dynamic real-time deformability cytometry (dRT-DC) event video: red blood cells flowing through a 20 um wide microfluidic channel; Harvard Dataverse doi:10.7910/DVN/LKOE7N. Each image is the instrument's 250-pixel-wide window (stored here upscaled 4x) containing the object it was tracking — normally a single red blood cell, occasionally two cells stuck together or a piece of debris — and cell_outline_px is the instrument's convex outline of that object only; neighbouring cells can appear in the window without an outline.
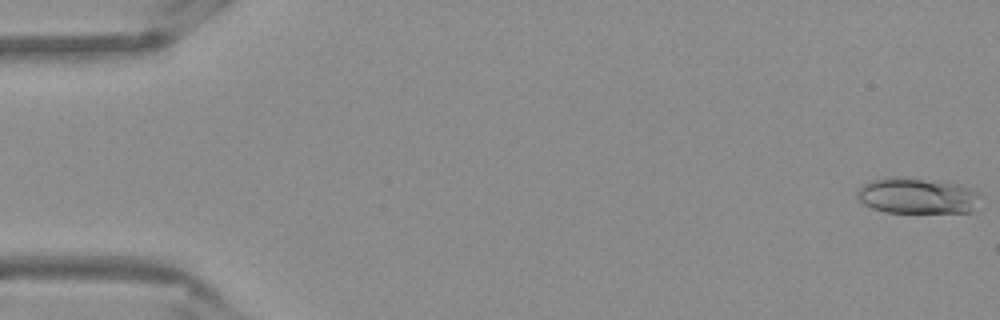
{"species": "Egyptian fruit bat (a non-hibernating species)", "species_latin": "Rousettus aegyptiacus", "temperature_condition": "warm", "stored_images_in_passage": 49, "camera_frame_rate_fps": 3000, "um_per_image_px": 0.085, "frame": {"image": 1, "passage_image": 1, "time_ms": 0.0, "image_size_px": [1000, 320], "cell_outline_px": [[976, 192], [972, 212], [884, 212], [872, 208], [864, 204], [856, 196], [856, 192], [864, 184], [872, 180], [888, 176], [896, 176], [960, 184], [972, 188]], "centroid_in_image_um": [77.87, 16.63], "position_along_channel_um": 7.1, "area_um2": 25.32}}
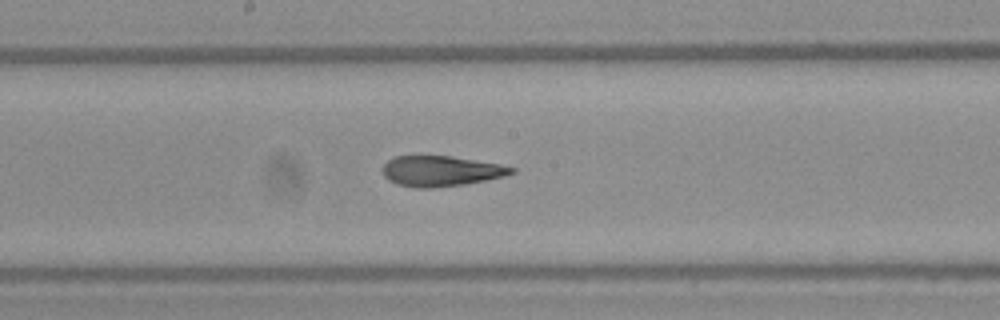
{"frame": {"image": 2, "passage_image": 28, "time_ms": 9.0, "image_size_px": [1000, 320], "cell_outline_px": [[516, 172], [504, 176], [464, 184], [432, 188], [416, 188], [396, 184], [388, 180], [384, 176], [384, 164], [388, 160], [396, 156], [452, 156], [500, 164], [516, 168]], "centroid_in_image_um": [37.48, 14.54], "position_along_channel_um": 210.7, "area_um2": 22.77}}
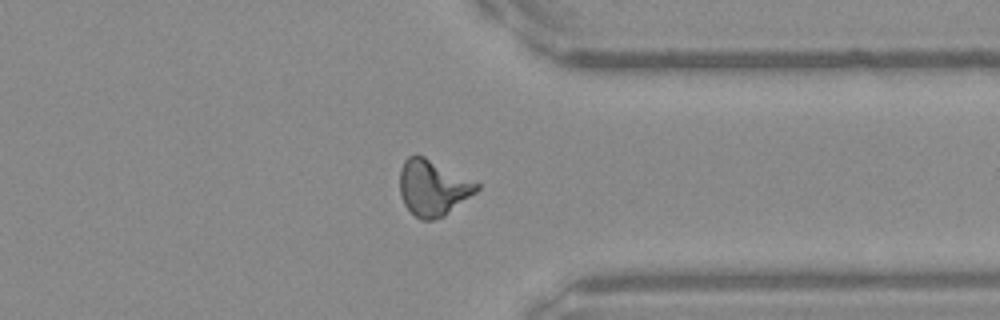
{"frame": {"image": 3, "passage_image": 41, "time_ms": 13.333, "image_size_px": [1000, 320], "cell_outline_px": [[480, 188], [476, 192], [444, 216], [432, 220], [420, 220], [404, 204], [400, 196], [400, 168], [404, 160], [408, 156], [424, 156], [480, 184]], "centroid_in_image_um": [36.78, 15.97], "position_along_channel_um": 374.6, "area_um2": 24.8}, "authors_computed_cell_mechanics": {"area_um2": 23.5824, "velocity_mm_per_s": 3.8801, "shape_relaxation_time_tau1_ms": null, "shape_relaxation_time_tau2_ms": 1.8547, "deformation_change_tau1": null, "deformation_change_tau2": 0.0928}}